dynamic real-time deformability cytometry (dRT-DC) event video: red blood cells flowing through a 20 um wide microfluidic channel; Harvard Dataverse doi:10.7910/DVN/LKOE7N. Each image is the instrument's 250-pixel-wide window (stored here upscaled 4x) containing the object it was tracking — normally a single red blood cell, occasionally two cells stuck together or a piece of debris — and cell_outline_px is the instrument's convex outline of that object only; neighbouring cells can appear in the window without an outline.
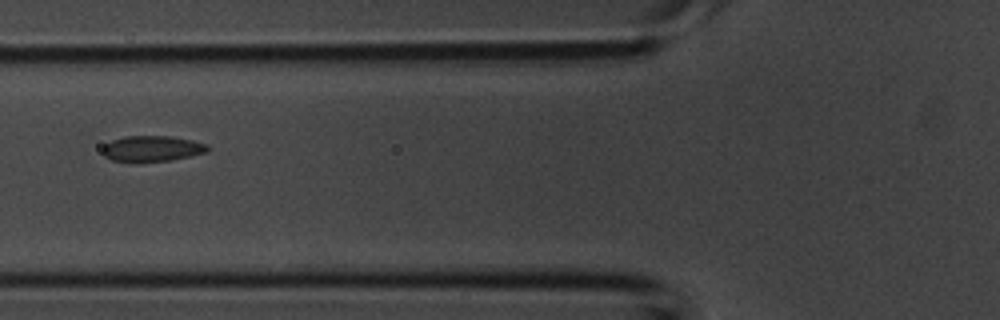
{"species": "common noctule bat (a hibernating species)", "species_latin": "Nyctalus noctula", "temperature_condition": "room temperature", "stored_images_in_passage": 2, "camera_frame_rate_fps": 3000, "um_per_image_px": 0.085, "animal": {"sex": "male", "body_mass_g": 20.1, "forearm_length_mm": 53.5}, "frame": {"image": 1, "passage_image": 2, "time_ms": 0.333, "image_size_px": [1000, 320], "cell_outline_px": [[208, 152], [192, 156], [172, 160], [136, 164], [112, 160], [104, 156], [104, 144], [112, 140], [124, 136], [168, 136], [192, 140], [208, 144]], "centroid_in_image_um": [12.92, 12.66], "position_along_channel_um": 112.9, "area_um2": 16.24}}